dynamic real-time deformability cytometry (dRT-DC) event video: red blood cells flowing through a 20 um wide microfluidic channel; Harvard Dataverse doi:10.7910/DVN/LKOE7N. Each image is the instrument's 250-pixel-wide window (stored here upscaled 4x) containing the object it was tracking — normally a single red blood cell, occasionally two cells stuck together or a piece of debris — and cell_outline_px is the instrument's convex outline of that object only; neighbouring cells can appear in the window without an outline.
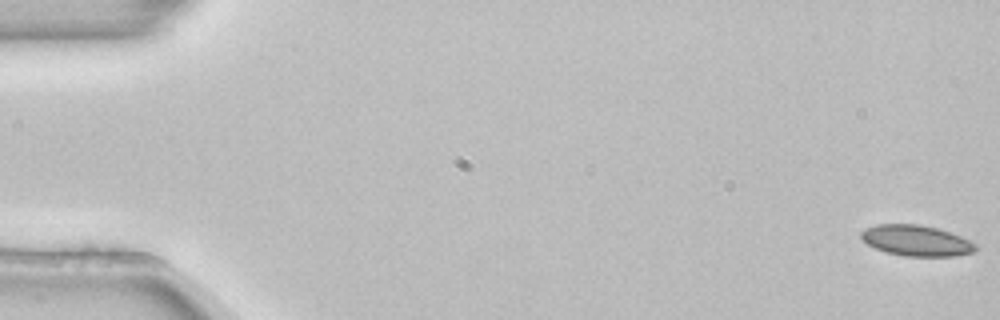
{"species": "common noctule bat (a hibernating species)", "species_latin": "Nyctalus noctula", "temperature_condition": "room temperature", "stored_images_in_passage": 4, "camera_frame_rate_fps": 3000, "um_per_image_px": 0.085, "animal": {"sex": "female", "body_mass_g": 22.7, "forearm_length_mm": 54.2}, "frame": {"image": 1, "passage_image": 1, "time_ms": 0.0, "image_size_px": [1000, 320], "cell_outline_px": [[976, 248], [972, 252], [956, 256], [904, 256], [884, 252], [868, 244], [860, 236], [860, 232], [876, 224], [920, 224], [936, 228], [960, 236], [976, 244]], "centroid_in_image_um": [77.87, 20.45], "position_along_channel_um": 7.1, "area_um2": 20.35}}
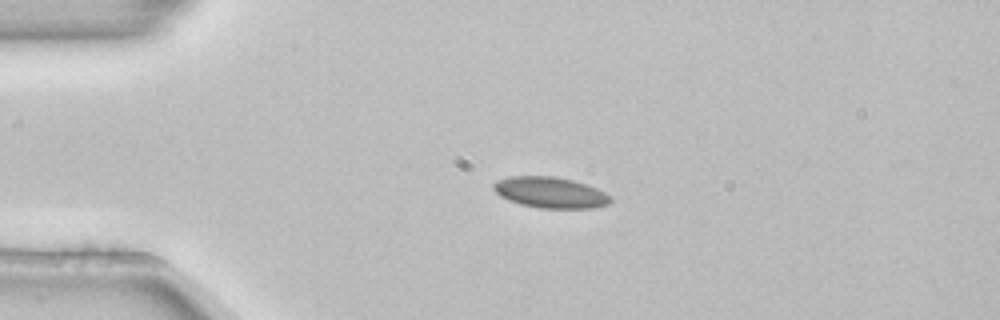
{"frame": {"image": 2, "passage_image": 3, "time_ms": 0.667, "image_size_px": [1000, 320], "cell_outline_px": [[612, 200], [608, 204], [592, 208], [540, 208], [520, 204], [508, 200], [500, 196], [492, 188], [492, 184], [496, 180], [508, 176], [552, 176], [572, 180], [596, 188], [604, 192]], "centroid_in_image_um": [46.72, 16.36], "position_along_channel_um": 38.3, "area_um2": 21.04}}